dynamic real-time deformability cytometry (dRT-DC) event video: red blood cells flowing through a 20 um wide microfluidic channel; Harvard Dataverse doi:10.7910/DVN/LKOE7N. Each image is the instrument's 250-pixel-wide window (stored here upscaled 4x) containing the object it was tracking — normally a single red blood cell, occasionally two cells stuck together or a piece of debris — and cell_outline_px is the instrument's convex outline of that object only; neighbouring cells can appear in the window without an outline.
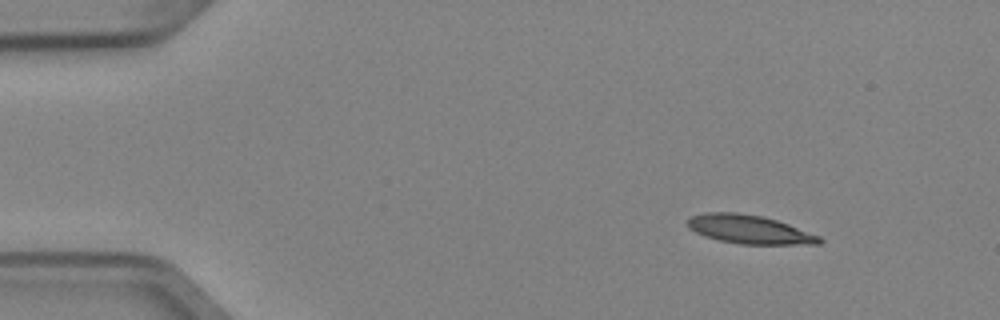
{"species": "Egyptian fruit bat (a non-hibernating species)", "species_latin": "Rousettus aegyptiacus", "temperature_condition": "cold", "stored_images_in_passage": 5, "camera_frame_rate_fps": 3000, "um_per_image_px": 0.085, "animal": {"sex": "female"}, "frame": {"image": 1, "passage_image": 1, "time_ms": 0.0, "image_size_px": [1000, 320], "cell_outline_px": [[824, 240], [820, 244], [740, 244], [720, 240], [704, 236], [688, 228], [688, 216], [704, 212], [736, 212], [764, 216], [788, 224], [820, 236]], "centroid_in_image_um": [63.67, 19.49], "position_along_channel_um": 21.3, "area_um2": 22.08}}
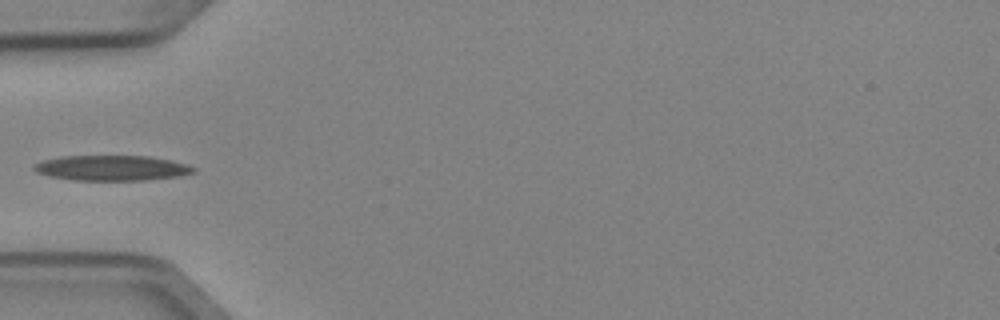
{"frame": {"image": 2, "passage_image": 4, "time_ms": 1.0, "image_size_px": [1000, 320], "cell_outline_px": [[196, 172], [180, 176], [144, 180], [76, 180], [48, 176], [36, 172], [32, 168], [32, 164], [44, 160], [60, 156], [148, 156], [172, 160], [188, 164], [196, 168]], "centroid_in_image_um": [9.51, 14.27], "position_along_channel_um": 75.5, "area_um2": 23.64}}
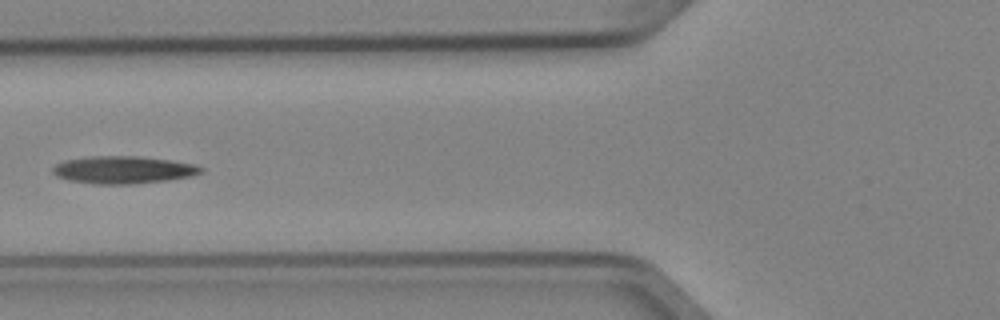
{"frame": {"image": 3, "passage_image": 5, "time_ms": 1.333, "image_size_px": [1000, 320], "cell_outline_px": [[204, 172], [192, 176], [168, 180], [128, 184], [96, 184], [68, 180], [56, 176], [52, 172], [52, 168], [56, 164], [64, 160], [92, 156], [136, 156], [172, 160], [196, 164], [204, 168]], "centroid_in_image_um": [10.5, 14.43], "position_along_channel_um": 115.3, "area_um2": 23.87}}